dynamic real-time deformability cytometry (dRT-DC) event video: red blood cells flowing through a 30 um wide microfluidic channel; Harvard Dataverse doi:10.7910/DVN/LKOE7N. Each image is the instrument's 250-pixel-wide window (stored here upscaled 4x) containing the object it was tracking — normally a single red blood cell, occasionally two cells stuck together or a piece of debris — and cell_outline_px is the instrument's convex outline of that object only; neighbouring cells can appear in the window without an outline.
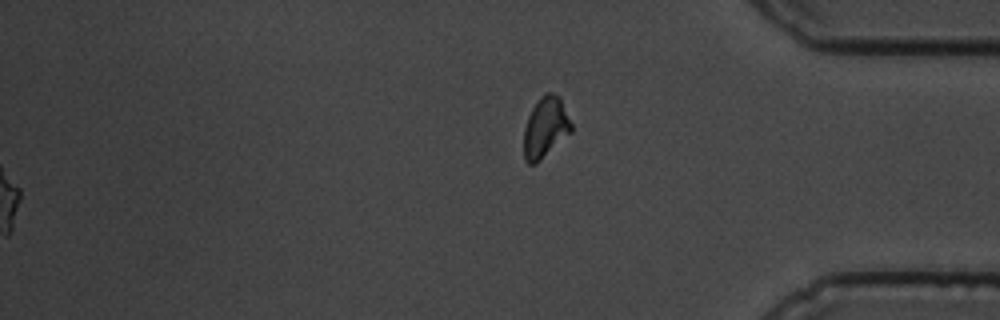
{"species": "common noctule bat (a hibernating species)", "species_latin": "Nyctalus noctula", "temperature_condition": "cold", "stored_images_in_passage": 57, "segment_of_instrument_passage": [2, 2], "camera_frame_rate_fps": 3000, "um_per_image_px": 0.085, "animal": {"sex": "male", "body_mass_g": 19.5, "forearm_length_mm": 54.6}, "frame": {"image": 1, "passage_image": 57, "time_ms": 18.667, "image_size_px": [1000, 320], "cell_outline_px": [[572, 132], [536, 164], [528, 164], [524, 160], [524, 128], [528, 116], [532, 108], [540, 96], [544, 92], [552, 92], [560, 96], [572, 124]], "centroid_in_image_um": [46.37, 10.82], "position_along_channel_um": 388.8, "area_um2": 16.99}}